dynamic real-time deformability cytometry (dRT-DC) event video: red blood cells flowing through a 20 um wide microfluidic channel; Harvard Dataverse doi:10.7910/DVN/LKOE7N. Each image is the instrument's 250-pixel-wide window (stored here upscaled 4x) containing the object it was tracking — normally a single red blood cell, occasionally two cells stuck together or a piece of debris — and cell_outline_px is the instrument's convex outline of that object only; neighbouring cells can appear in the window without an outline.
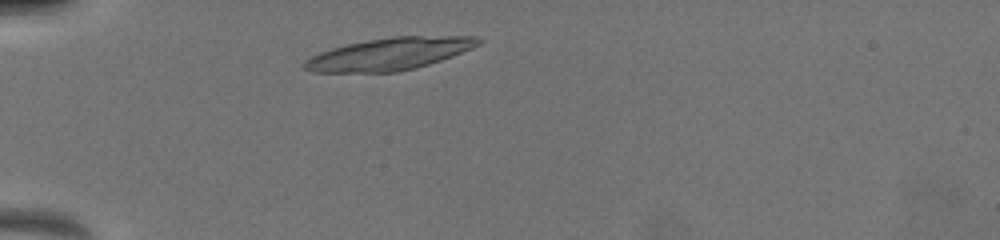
{"species": "common noctule bat (a hibernating species)", "species_latin": "Nyctalus noctula", "temperature_condition": "warm", "stored_images_in_passage": 9, "camera_frame_rate_fps": 3000, "um_per_image_px": 0.085, "animal": {"sex": "female", "body_mass_g": 19.5, "forearm_length_mm": 54.1}, "frame": {"image": 1, "passage_image": 2, "time_ms": 0.667, "image_size_px": [1000, 240], "cell_outline_px": [[484, 40], [480, 44], [472, 48], [440, 60], [416, 68], [396, 72], [312, 72], [304, 68], [300, 64], [304, 60], [320, 52], [332, 48], [348, 44], [368, 40], [392, 36], [476, 36]], "centroid_in_image_um": [33.09, 4.58], "position_along_channel_um": 51.9, "area_um2": 32.6}}